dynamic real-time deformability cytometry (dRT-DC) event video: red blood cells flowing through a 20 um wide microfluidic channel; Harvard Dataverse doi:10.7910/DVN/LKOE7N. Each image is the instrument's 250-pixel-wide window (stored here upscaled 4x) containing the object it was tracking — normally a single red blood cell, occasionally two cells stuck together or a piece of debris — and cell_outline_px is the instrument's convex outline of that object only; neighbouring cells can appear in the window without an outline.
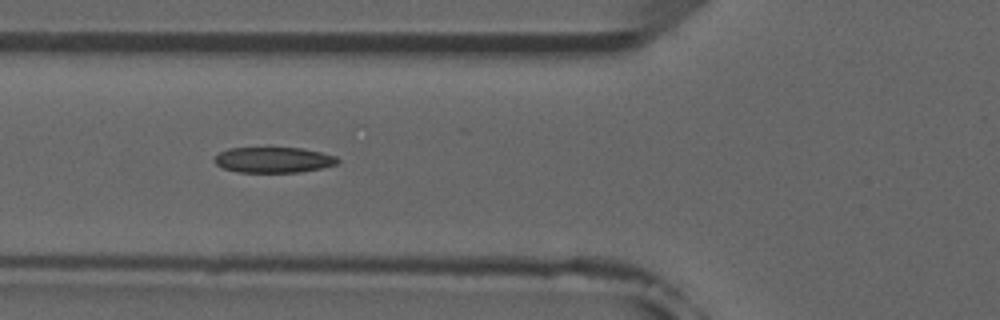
{"species": "common noctule bat (a hibernating species)", "species_latin": "Nyctalus noctula", "temperature_condition": "room temperature", "stored_images_in_passage": 7, "camera_frame_rate_fps": 3000, "um_per_image_px": 0.085, "animal": {"sex": "male", "forearm_length_mm": 52.5}, "frame": {"image": 1, "passage_image": 5, "time_ms": 4.667, "image_size_px": [1000, 320], "cell_outline_px": [[340, 160], [336, 164], [320, 168], [300, 172], [240, 172], [224, 168], [216, 164], [212, 160], [220, 152], [228, 148], [300, 148], [320, 152], [336, 156]], "centroid_in_image_um": [23.23, 13.59], "position_along_channel_um": 102.6, "area_um2": 18.21}}
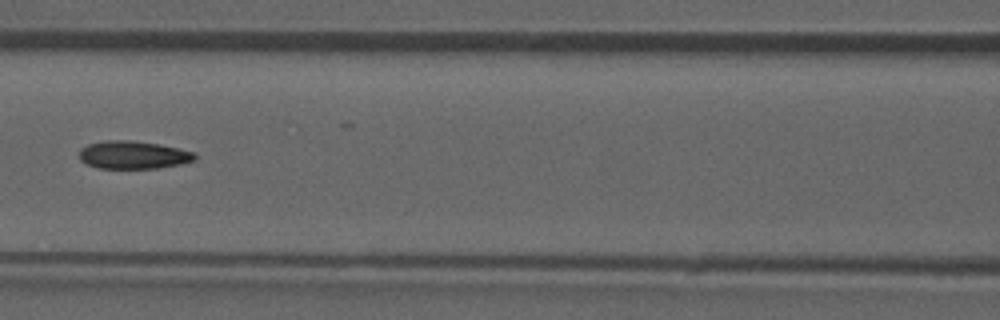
{"frame": {"image": 2, "passage_image": 6, "time_ms": 6.0, "image_size_px": [1000, 320], "cell_outline_px": [[196, 160], [180, 164], [156, 168], [96, 168], [84, 164], [80, 160], [80, 148], [88, 144], [108, 140], [128, 140], [160, 144], [180, 148], [196, 152]], "centroid_in_image_um": [11.33, 13.17], "position_along_channel_um": 155.3, "area_um2": 18.96}}